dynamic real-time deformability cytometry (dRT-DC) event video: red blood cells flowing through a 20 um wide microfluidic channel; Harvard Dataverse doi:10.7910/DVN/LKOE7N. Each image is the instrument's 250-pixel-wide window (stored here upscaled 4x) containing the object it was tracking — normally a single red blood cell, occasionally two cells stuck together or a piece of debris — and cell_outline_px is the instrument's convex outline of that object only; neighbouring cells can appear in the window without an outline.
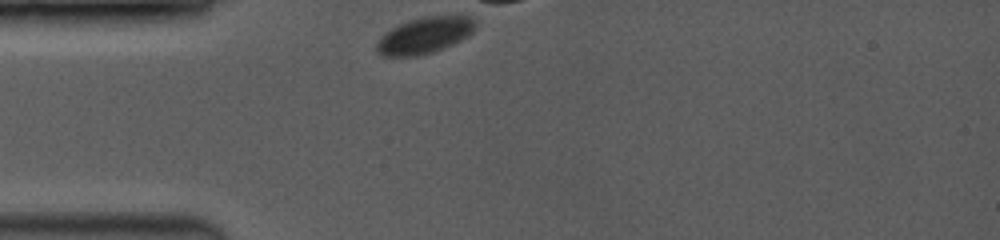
{"species": "common noctule bat (a hibernating species)", "species_latin": "Nyctalus noctula", "temperature_condition": "room temperature", "stored_images_in_passage": 25, "camera_frame_rate_fps": 3500, "um_per_image_px": 0.085, "animal": {"sex": "female", "body_mass_g": 19.0, "forearm_length_mm": 53.3}, "frame": {"image": 1, "passage_image": 1, "time_ms": 0.0, "image_size_px": [1000, 240], "cell_outline_px": [[476, 24], [472, 32], [468, 36], [452, 44], [432, 52], [416, 56], [384, 56], [376, 52], [376, 40], [384, 32], [408, 20], [424, 16], [468, 16], [476, 20]], "centroid_in_image_um": [36.05, 3.0], "position_along_channel_um": 48.9, "area_um2": 20.87}}